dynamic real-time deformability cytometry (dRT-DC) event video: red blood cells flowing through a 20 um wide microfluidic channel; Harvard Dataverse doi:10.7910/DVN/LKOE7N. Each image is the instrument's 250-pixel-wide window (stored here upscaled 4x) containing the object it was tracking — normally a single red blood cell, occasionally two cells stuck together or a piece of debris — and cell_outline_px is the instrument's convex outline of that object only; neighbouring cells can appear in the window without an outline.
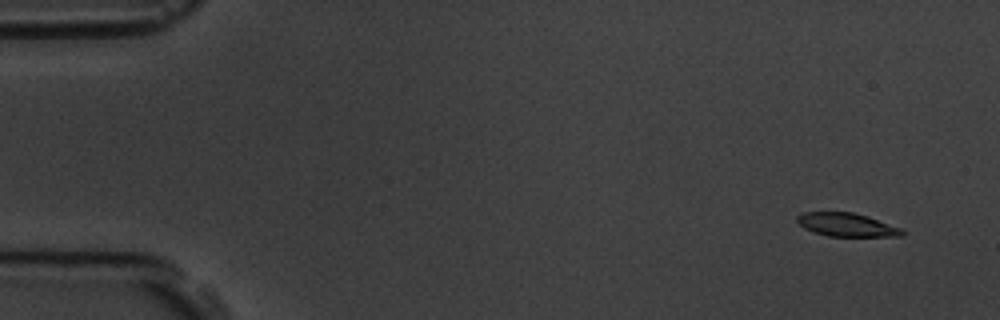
{"species": "common noctule bat (a hibernating species)", "species_latin": "Nyctalus noctula", "temperature_condition": "room temperature", "stored_images_in_passage": 6, "segment_of_instrument_passage": [1, 2], "camera_frame_rate_fps": 3000, "um_per_image_px": 0.085, "animal": {"sex": "male", "body_mass_g": 19.5, "forearm_length_mm": 54.6}, "frame": {"image": 1, "passage_image": 1, "time_ms": 0.0, "image_size_px": [1000, 320], "cell_outline_px": [[904, 236], [828, 236], [812, 232], [804, 228], [796, 220], [796, 216], [804, 212], [852, 212], [868, 216], [900, 228], [904, 232]], "centroid_in_image_um": [71.94, 19.1], "position_along_channel_um": 13.1, "area_um2": 14.28}}